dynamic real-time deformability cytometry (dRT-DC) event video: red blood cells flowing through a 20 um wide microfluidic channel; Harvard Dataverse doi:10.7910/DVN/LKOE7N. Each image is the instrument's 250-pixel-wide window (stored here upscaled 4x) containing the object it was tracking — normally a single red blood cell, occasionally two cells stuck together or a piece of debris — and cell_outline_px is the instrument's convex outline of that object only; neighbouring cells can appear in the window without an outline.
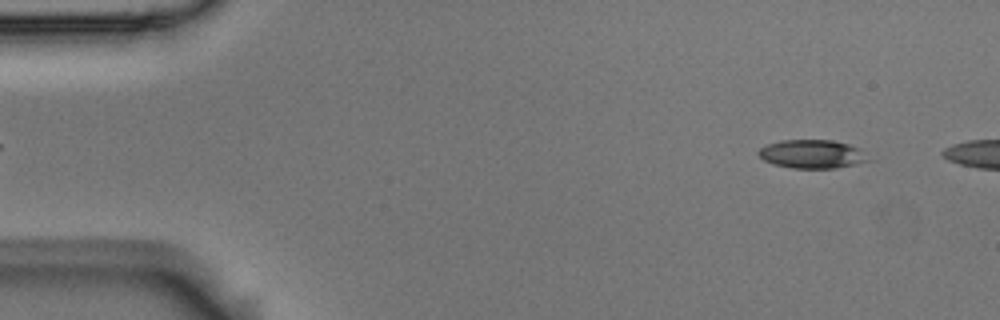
{"species": "Egyptian fruit bat (a non-hibernating species)", "species_latin": "Rousettus aegyptiacus", "temperature_condition": "room temperature", "stored_images_in_passage": 3, "segment_of_instrument_passage": [2, 2], "camera_frame_rate_fps": 3000, "um_per_image_px": 0.085, "animal": {"sex": "male"}, "frame": {"image": 1, "passage_image": 3, "time_ms": 0.667, "image_size_px": [1000, 320], "cell_outline_px": [[872, 160], [836, 168], [792, 168], [772, 164], [764, 160], [756, 152], [760, 148], [768, 144], [780, 140], [832, 140], [848, 144], [860, 148]], "centroid_in_image_um": [69.03, 13.09], "position_along_channel_um": 16.0, "area_um2": 18.32}}